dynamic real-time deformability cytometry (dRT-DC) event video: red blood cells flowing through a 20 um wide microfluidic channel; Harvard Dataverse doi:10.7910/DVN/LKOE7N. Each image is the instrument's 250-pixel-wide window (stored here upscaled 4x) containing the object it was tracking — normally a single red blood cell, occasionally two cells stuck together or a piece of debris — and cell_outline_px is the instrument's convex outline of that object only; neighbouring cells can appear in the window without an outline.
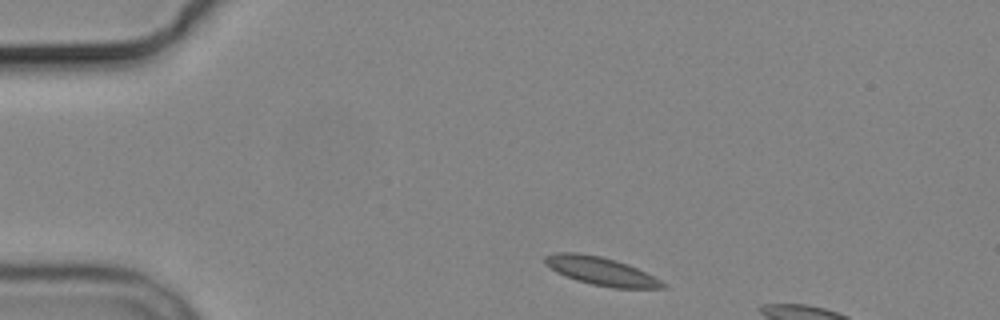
{"species": "common noctule bat (a hibernating species)", "species_latin": "Nyctalus noctula", "temperature_condition": "cold", "stored_images_in_passage": 3, "camera_frame_rate_fps": 3000, "um_per_image_px": 0.085, "animal": {"sex": "male", "body_mass_g": 19.2, "forearm_length_mm": 51.8}, "frame": {"image": 1, "passage_image": 1, "time_ms": 0.0, "image_size_px": [1000, 320], "cell_outline_px": [[668, 288], [612, 288], [592, 284], [576, 280], [556, 272], [544, 264], [544, 256], [556, 252], [580, 252], [600, 256], [616, 260], [628, 264], [668, 284]], "centroid_in_image_um": [51.06, 23.04], "position_along_channel_um": 33.9, "area_um2": 19.42}}